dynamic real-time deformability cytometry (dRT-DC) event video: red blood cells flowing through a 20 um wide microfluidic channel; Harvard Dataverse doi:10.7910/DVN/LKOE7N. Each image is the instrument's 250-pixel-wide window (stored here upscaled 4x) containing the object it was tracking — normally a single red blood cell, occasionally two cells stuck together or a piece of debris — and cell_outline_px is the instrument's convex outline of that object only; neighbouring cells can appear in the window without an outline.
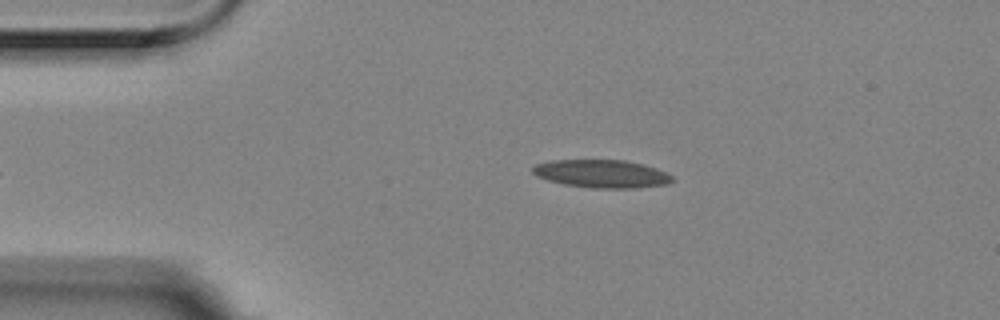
{"species": "Egyptian fruit bat (a non-hibernating species)", "species_latin": "Rousettus aegyptiacus", "temperature_condition": "room temperature", "stored_images_in_passage": 3, "camera_frame_rate_fps": 3000, "um_per_image_px": 0.085, "animal": {"sex": "female"}, "frame": {"image": 1, "passage_image": 1, "time_ms": 0.0, "image_size_px": [1000, 320], "cell_outline_px": [[672, 180], [668, 184], [636, 188], [592, 188], [564, 184], [548, 180], [536, 176], [532, 172], [532, 168], [536, 164], [552, 160], [624, 160], [644, 164], [656, 168], [672, 176]], "centroid_in_image_um": [51.13, 14.77], "position_along_channel_um": 33.9, "area_um2": 22.72}}
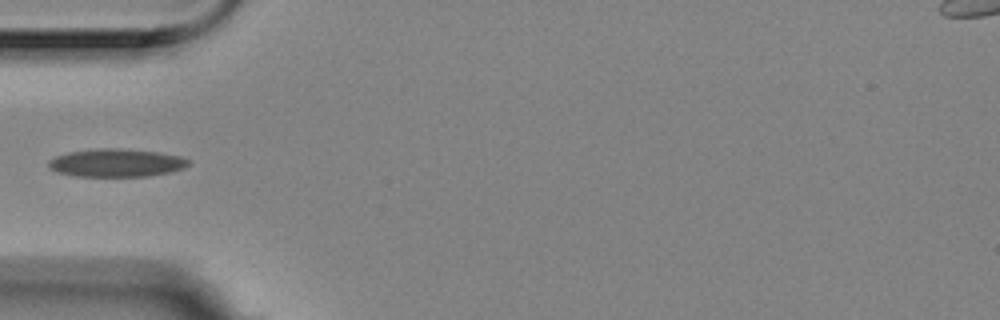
{"frame": {"image": 2, "passage_image": 3, "time_ms": 0.667, "image_size_px": [1000, 320], "cell_outline_px": [[192, 164], [184, 168], [172, 172], [148, 176], [76, 176], [56, 172], [48, 168], [48, 160], [56, 156], [68, 152], [96, 148], [120, 148], [160, 152], [180, 156], [188, 160]], "centroid_in_image_um": [9.9, 13.84], "position_along_channel_um": 75.1, "area_um2": 23.12}}